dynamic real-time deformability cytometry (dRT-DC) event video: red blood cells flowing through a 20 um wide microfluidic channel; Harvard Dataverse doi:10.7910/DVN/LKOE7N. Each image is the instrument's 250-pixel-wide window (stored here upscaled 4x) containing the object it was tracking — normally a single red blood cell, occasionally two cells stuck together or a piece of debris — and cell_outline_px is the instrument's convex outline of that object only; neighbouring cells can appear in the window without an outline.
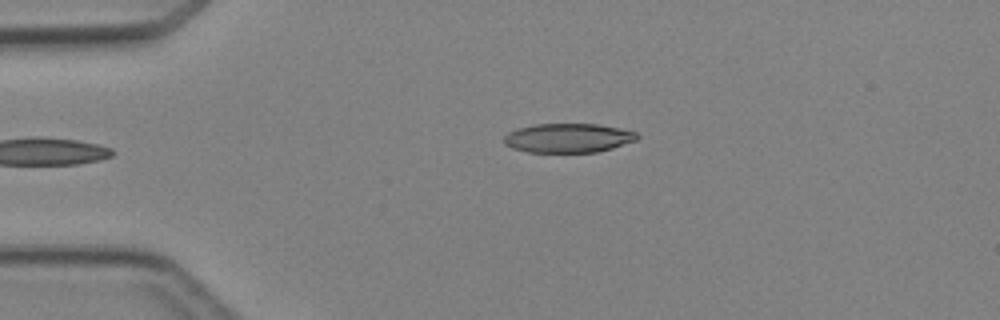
{"species": "Egyptian fruit bat (a non-hibernating species)", "species_latin": "Rousettus aegyptiacus", "temperature_condition": "cold", "stored_images_in_passage": 3, "camera_frame_rate_fps": 3000, "um_per_image_px": 0.085, "animal": {"sex": "female"}, "frame": {"image": 1, "passage_image": 3, "time_ms": 2.333, "image_size_px": [1000, 320], "cell_outline_px": [[640, 136], [636, 140], [612, 148], [596, 152], [528, 152], [512, 148], [504, 144], [504, 136], [508, 132], [520, 128], [536, 124], [600, 124], [620, 128], [636, 132]], "centroid_in_image_um": [48.3, 11.73], "position_along_channel_um": 36.7, "area_um2": 22.6}}